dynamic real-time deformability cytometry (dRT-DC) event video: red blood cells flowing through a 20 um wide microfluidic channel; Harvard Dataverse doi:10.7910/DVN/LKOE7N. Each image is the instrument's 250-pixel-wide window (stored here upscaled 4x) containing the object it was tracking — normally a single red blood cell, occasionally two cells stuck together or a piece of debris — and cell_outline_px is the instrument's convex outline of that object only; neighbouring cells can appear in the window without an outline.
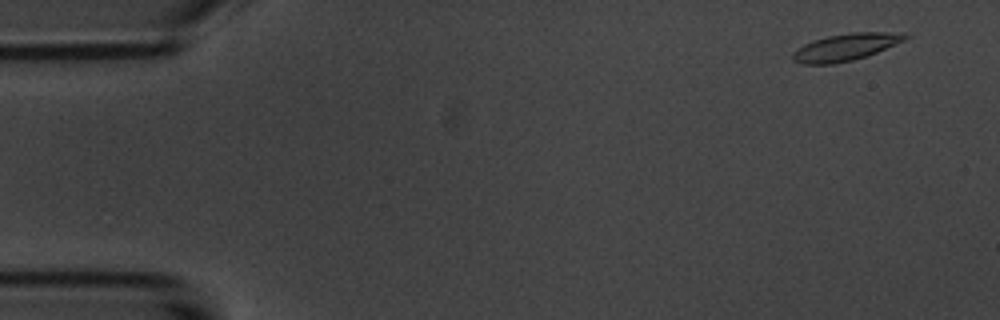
{"species": "common noctule bat (a hibernating species)", "species_latin": "Nyctalus noctula", "temperature_condition": "room temperature", "stored_images_in_passage": 7, "camera_frame_rate_fps": 3000, "um_per_image_px": 0.085, "animal": {"sex": "male", "body_mass_g": 20.1, "forearm_length_mm": 53.5}, "frame": {"image": 1, "passage_image": 2, "time_ms": 1.0, "image_size_px": [1000, 320], "cell_outline_px": [[912, 36], [904, 40], [868, 56], [852, 60], [832, 64], [804, 64], [792, 60], [792, 52], [804, 44], [812, 40], [828, 36], [852, 32], [904, 32]], "centroid_in_image_um": [71.9, 4.0], "position_along_channel_um": 13.1, "area_um2": 17.8}}
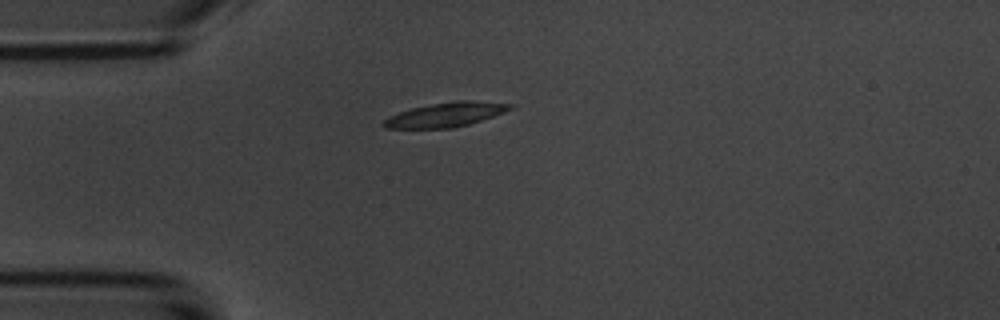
{"frame": {"image": 2, "passage_image": 5, "time_ms": 4.667, "image_size_px": [1000, 320], "cell_outline_px": [[516, 104], [512, 108], [504, 112], [468, 124], [448, 128], [384, 128], [380, 124], [388, 116], [412, 108], [428, 104], [460, 100], [472, 100]], "centroid_in_image_um": [37.86, 9.73], "position_along_channel_um": 47.1, "area_um2": 17.86}}
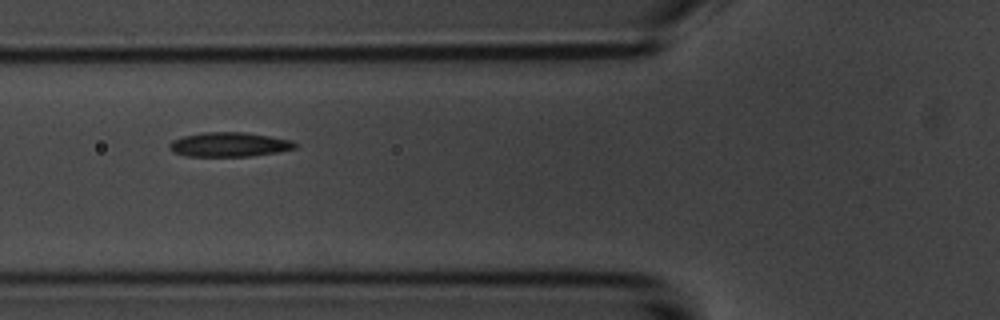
{"frame": {"image": 3, "passage_image": 7, "time_ms": 6.667, "image_size_px": [1000, 320], "cell_outline_px": [[296, 148], [276, 152], [252, 156], [184, 156], [172, 152], [168, 148], [168, 144], [172, 140], [184, 136], [204, 132], [244, 132], [292, 140], [296, 144]], "centroid_in_image_um": [19.43, 12.29], "position_along_channel_um": 106.4, "area_um2": 17.86}}